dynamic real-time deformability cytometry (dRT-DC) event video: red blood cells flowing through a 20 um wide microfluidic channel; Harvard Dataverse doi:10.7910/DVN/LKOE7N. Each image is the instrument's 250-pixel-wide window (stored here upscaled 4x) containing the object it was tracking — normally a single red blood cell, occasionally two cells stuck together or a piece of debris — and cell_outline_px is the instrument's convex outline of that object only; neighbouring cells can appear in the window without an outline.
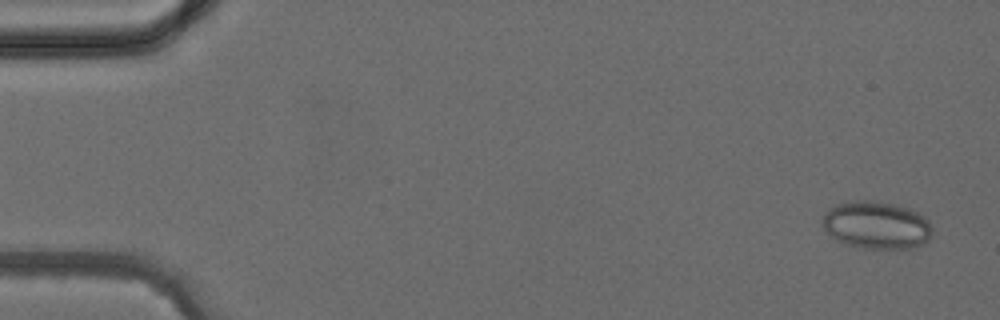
{"species": "common noctule bat (a hibernating species)", "species_latin": "Nyctalus noctula", "temperature_condition": "cold", "stored_images_in_passage": 3, "camera_frame_rate_fps": 3000, "um_per_image_px": 0.085, "animal": {"sex": "female", "body_mass_g": 24.6, "forearm_length_mm": 56.2}, "frame": {"image": 1, "passage_image": 1, "time_ms": 0.0, "image_size_px": [1000, 320], "cell_outline_px": [[932, 228], [928, 240], [924, 244], [908, 248], [864, 248], [848, 244], [836, 240], [820, 224], [820, 220], [828, 208], [836, 204], [852, 200], [872, 200], [892, 204], [908, 208], [924, 216], [928, 220]], "centroid_in_image_um": [74.46, 19.12], "position_along_channel_um": 10.5, "area_um2": 30.46}}